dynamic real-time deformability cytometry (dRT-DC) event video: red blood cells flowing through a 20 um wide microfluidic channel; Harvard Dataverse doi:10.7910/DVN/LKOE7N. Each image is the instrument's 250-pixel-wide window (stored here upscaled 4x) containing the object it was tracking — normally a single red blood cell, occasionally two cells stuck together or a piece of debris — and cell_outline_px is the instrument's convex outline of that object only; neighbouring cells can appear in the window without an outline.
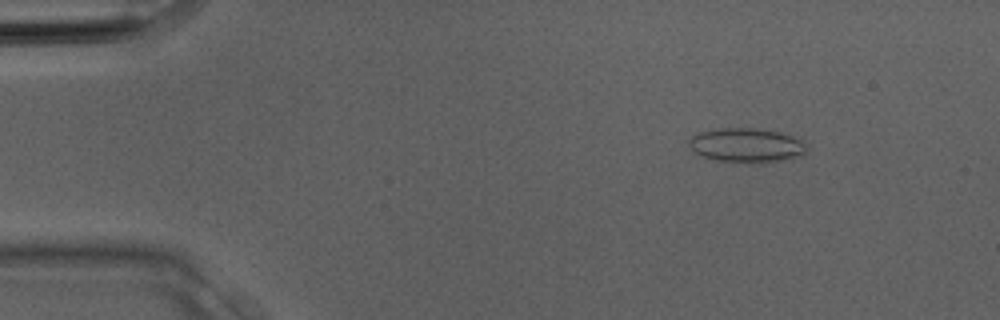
{"species": "Egyptian fruit bat (a non-hibernating species)", "species_latin": "Rousettus aegyptiacus", "temperature_condition": "room temperature", "stored_images_in_passage": 3, "camera_frame_rate_fps": 3000, "um_per_image_px": 0.085, "animal": {"sex": "male"}, "frame": {"image": 1, "passage_image": 2, "time_ms": 0.333, "image_size_px": [1000, 320], "cell_outline_px": [[808, 152], [776, 160], [752, 164], [712, 160], [700, 156], [688, 148], [688, 140], [696, 132], [720, 128], [752, 128], [780, 132], [800, 140], [808, 144]], "centroid_in_image_um": [63.35, 12.35], "position_along_channel_um": 21.7, "area_um2": 23.7}}